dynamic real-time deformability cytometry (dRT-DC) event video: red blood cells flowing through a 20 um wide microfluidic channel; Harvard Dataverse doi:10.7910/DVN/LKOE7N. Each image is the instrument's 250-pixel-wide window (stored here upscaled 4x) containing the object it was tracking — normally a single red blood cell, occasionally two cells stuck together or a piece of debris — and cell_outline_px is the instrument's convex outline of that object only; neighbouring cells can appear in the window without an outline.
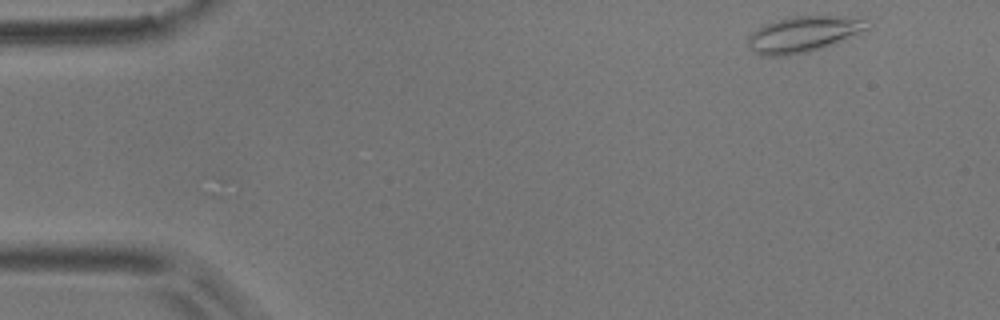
{"species": "common noctule bat (a hibernating species)", "species_latin": "Nyctalus noctula", "temperature_condition": "room temperature", "stored_images_in_passage": 49, "camera_frame_rate_fps": 3000, "um_per_image_px": 0.085, "animal": {"sex": "male", "body_mass_g": 17.9}, "frame": {"image": 1, "passage_image": 1, "time_ms": 0.0, "image_size_px": [1000, 320], "cell_outline_px": [[872, 28], [808, 52], [788, 56], [760, 56], [748, 48], [748, 36], [752, 32], [768, 24], [792, 16], [840, 16], [864, 20], [872, 24]], "centroid_in_image_um": [68.26, 2.92], "position_along_channel_um": 16.7, "area_um2": 24.51}}
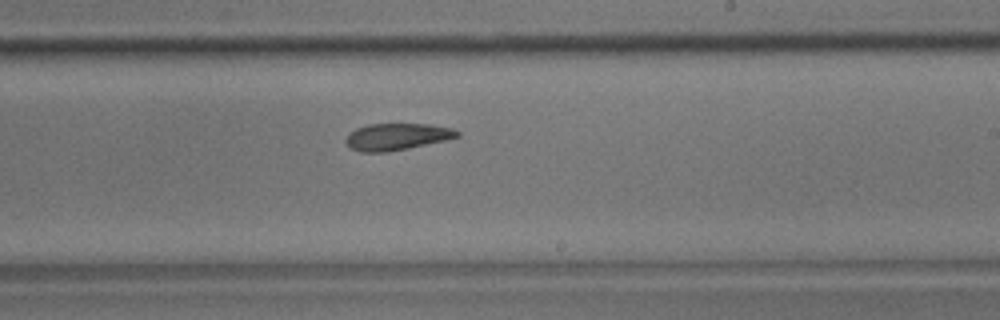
{"frame": {"image": 2, "passage_image": 28, "time_ms": 9.0, "image_size_px": [1000, 320], "cell_outline_px": [[460, 136], [448, 140], [388, 152], [360, 152], [352, 148], [344, 140], [348, 132], [356, 128], [368, 124], [428, 124], [452, 128], [460, 132]], "centroid_in_image_um": [33.74, 11.62], "position_along_channel_um": 255.3, "area_um2": 17.51}}
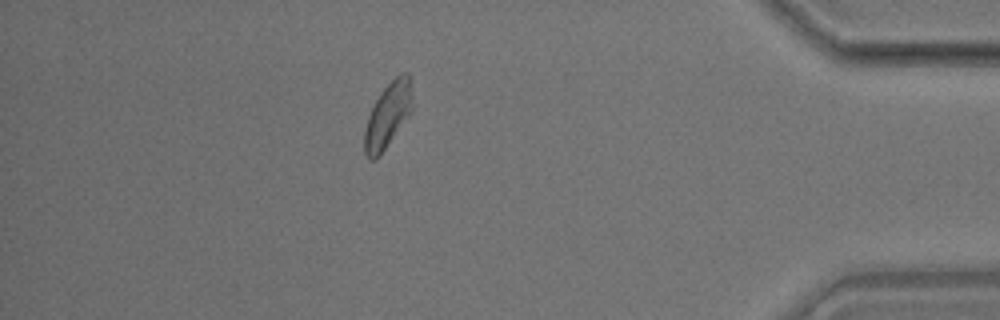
{"frame": {"image": 3, "passage_image": 43, "time_ms": 14.0, "image_size_px": [1000, 320], "cell_outline_px": [[412, 112], [376, 160], [368, 160], [364, 152], [364, 132], [368, 116], [380, 92], [400, 72], [408, 72], [412, 92]], "centroid_in_image_um": [32.97, 9.8], "position_along_channel_um": 402.2, "area_um2": 18.15}, "authors_computed_cell_mechanics": {"area_um2": 18.4382, "velocity_mm_per_s": 3.7613, "shape_relaxation_time_tau1_ms": 10.5097, "shape_relaxation_time_tau2_ms": 6.2741, "deformation_change_tau1": 0.1955, "deformation_change_tau2": 0.1221}}